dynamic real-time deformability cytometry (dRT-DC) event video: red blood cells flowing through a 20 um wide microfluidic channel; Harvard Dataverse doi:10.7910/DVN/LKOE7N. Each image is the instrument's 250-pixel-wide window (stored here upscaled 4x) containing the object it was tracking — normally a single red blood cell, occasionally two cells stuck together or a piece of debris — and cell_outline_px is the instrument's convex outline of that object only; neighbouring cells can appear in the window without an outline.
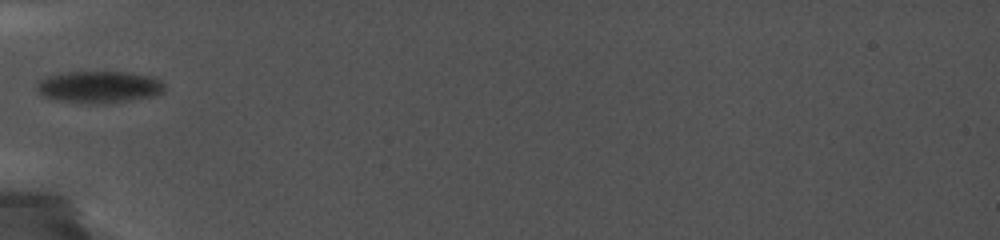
{"species": "common noctule bat (a hibernating species)", "species_latin": "Nyctalus noctula", "temperature_condition": "cold", "stored_images_in_passage": 32, "camera_frame_rate_fps": 5000, "um_per_image_px": 0.085, "animal": {"sex": "female", "body_mass_g": 19.0, "forearm_length_mm": 56.7}, "frame": {"image": 1, "passage_image": 1, "time_ms": 0.0, "image_size_px": [1000, 240], "cell_outline_px": [[164, 88], [160, 92], [152, 96], [128, 100], [60, 100], [44, 96], [36, 88], [36, 84], [40, 80], [48, 76], [68, 72], [124, 72], [152, 76], [160, 80], [164, 84]], "centroid_in_image_um": [8.43, 7.32], "position_along_channel_um": 76.6, "area_um2": 22.25}}
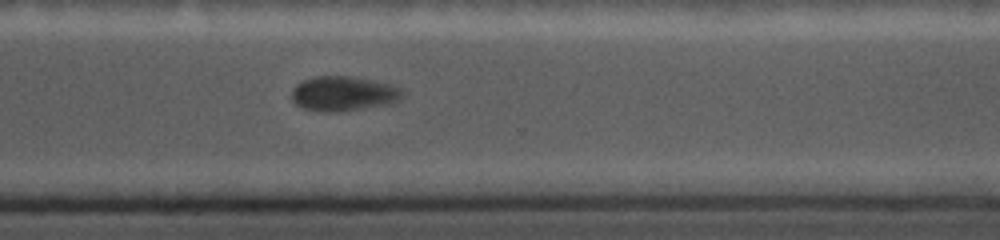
{"frame": {"image": 2, "passage_image": 23, "time_ms": 7.2, "image_size_px": [1000, 240], "cell_outline_px": [[404, 96], [400, 100], [384, 104], [328, 112], [304, 108], [296, 104], [292, 100], [292, 88], [296, 84], [304, 80], [316, 76], [352, 76], [372, 80], [388, 84], [400, 88], [404, 92]], "centroid_in_image_um": [29.16, 7.93], "position_along_channel_um": 341.4, "area_um2": 21.91}}
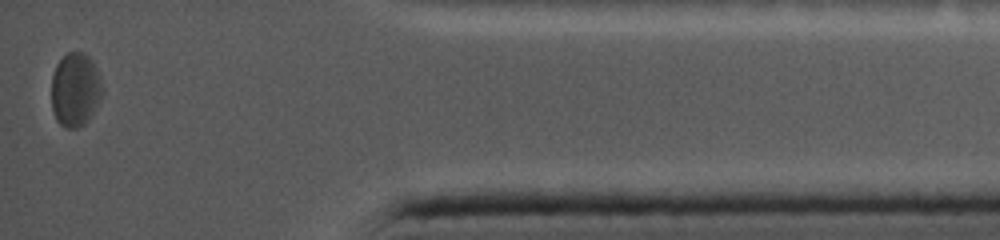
{"frame": {"image": 3, "passage_image": 32, "time_ms": 10.2, "image_size_px": [1000, 240], "cell_outline_px": [[104, 92], [100, 100], [88, 120], [84, 124], [76, 128], [64, 128], [56, 120], [52, 108], [52, 76], [56, 64], [68, 52], [84, 52], [92, 60], [96, 68]], "centroid_in_image_um": [6.4, 7.63], "position_along_channel_um": 428.8, "area_um2": 21.91}}